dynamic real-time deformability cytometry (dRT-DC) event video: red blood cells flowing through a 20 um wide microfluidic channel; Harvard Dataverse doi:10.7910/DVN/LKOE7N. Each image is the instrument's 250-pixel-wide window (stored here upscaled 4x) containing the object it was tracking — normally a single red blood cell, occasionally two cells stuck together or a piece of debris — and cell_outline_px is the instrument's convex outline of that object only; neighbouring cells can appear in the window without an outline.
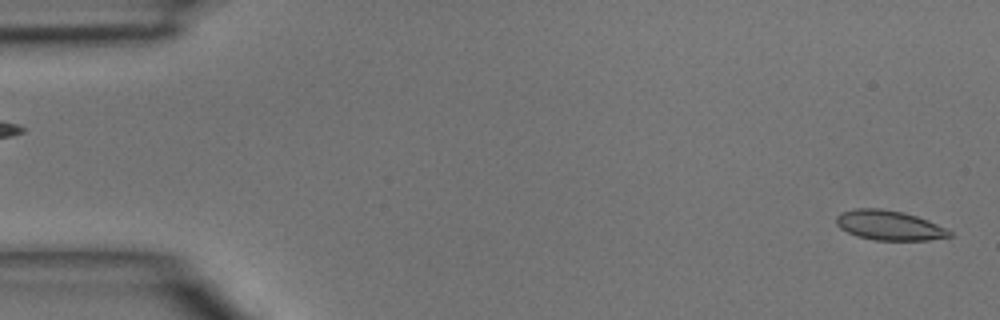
{"species": "common noctule bat (a hibernating species)", "species_latin": "Nyctalus noctula", "temperature_condition": "room temperature", "stored_images_in_passage": 46, "camera_frame_rate_fps": 3000, "um_per_image_px": 0.085, "animal": {"sex": "male", "body_mass_g": 15.6}, "frame": {"image": 1, "passage_image": 1, "time_ms": 0.0, "image_size_px": [1000, 320], "cell_outline_px": [[952, 236], [928, 240], [876, 240], [856, 236], [840, 228], [836, 224], [836, 216], [844, 212], [856, 208], [880, 208], [904, 212], [928, 220], [952, 232]], "centroid_in_image_um": [75.57, 19.15], "position_along_channel_um": 9.4, "area_um2": 19.48}}
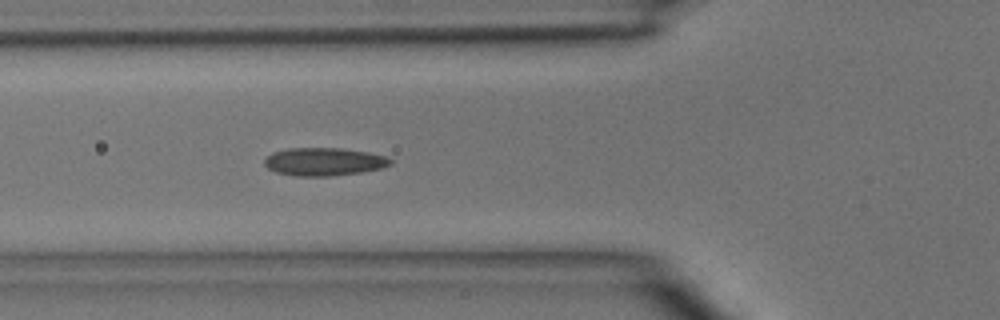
{"frame": {"image": 2, "passage_image": 16, "time_ms": 5.0, "image_size_px": [1000, 320], "cell_outline_px": [[392, 164], [380, 168], [360, 172], [328, 176], [296, 176], [276, 172], [268, 168], [264, 164], [264, 160], [272, 152], [288, 148], [340, 148], [368, 152], [384, 156], [392, 160]], "centroid_in_image_um": [27.51, 13.74], "position_along_channel_um": 98.3, "area_um2": 20.4}}
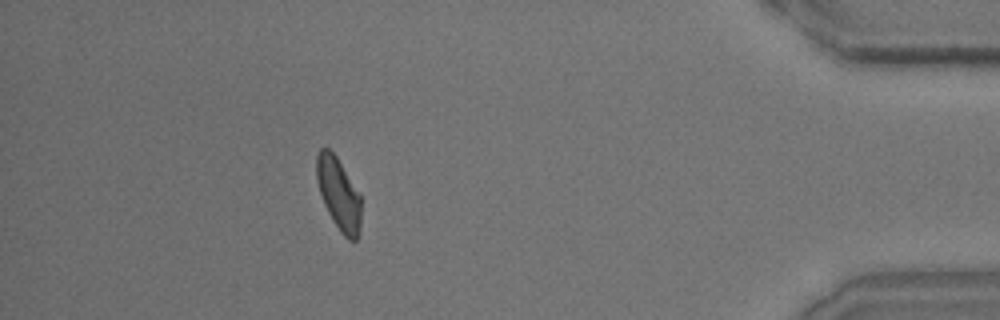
{"frame": {"image": 3, "passage_image": 41, "time_ms": 13.333, "image_size_px": [1000, 320], "cell_outline_px": [[360, 228], [356, 240], [348, 240], [340, 232], [332, 220], [324, 204], [316, 180], [316, 156], [320, 148], [328, 148], [336, 156], [360, 196]], "centroid_in_image_um": [28.76, 16.49], "position_along_channel_um": 406.4, "area_um2": 18.44}}